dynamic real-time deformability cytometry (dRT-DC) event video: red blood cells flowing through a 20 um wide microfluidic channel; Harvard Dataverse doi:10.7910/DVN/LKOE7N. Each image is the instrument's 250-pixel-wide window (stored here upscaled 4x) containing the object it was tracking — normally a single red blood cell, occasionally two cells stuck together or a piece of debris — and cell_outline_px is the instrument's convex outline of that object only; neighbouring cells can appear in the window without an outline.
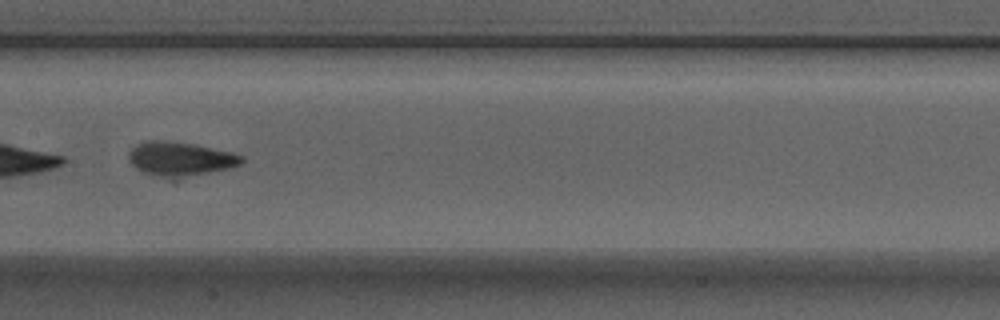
{"species": "Egyptian fruit bat (a non-hibernating species)", "species_latin": "Rousettus aegyptiacus", "temperature_condition": "warm", "stored_images_in_passage": 32, "camera_frame_rate_fps": 3000, "um_per_image_px": 0.085, "animal": {"sex": "male"}, "frame": {"image": 1, "passage_image": 23, "time_ms": 7.333, "image_size_px": [1000, 320], "cell_outline_px": [[244, 160], [240, 164], [228, 168], [172, 180], [152, 176], [136, 168], [128, 160], [128, 152], [136, 144], [144, 140], [160, 140], [192, 144], [232, 152], [244, 156]], "centroid_in_image_um": [15.27, 13.52], "position_along_channel_um": 192.1, "area_um2": 22.66}}